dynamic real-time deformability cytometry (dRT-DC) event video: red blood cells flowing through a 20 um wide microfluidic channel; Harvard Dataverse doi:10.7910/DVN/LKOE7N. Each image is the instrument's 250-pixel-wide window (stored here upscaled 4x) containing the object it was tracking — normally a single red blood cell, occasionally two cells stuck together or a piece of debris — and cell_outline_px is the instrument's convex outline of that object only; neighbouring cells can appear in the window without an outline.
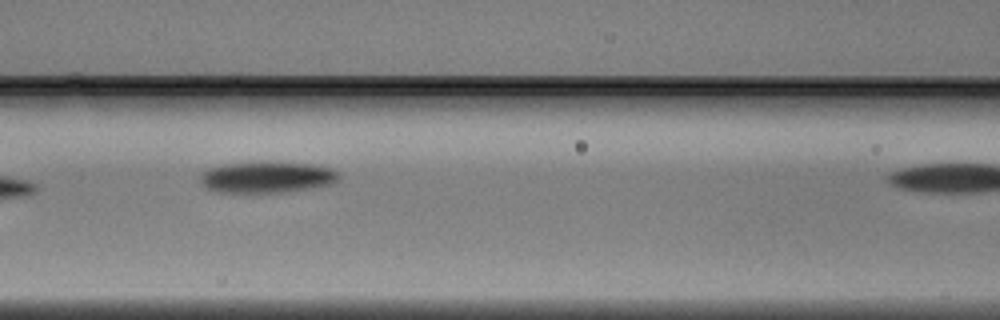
{"species": "Egyptian fruit bat (a non-hibernating species)", "species_latin": "Rousettus aegyptiacus", "temperature_condition": "warm", "stored_images_in_passage": 7, "camera_frame_rate_fps": 3000, "um_per_image_px": 0.085, "animal": {"sex": "male"}, "frame": {"image": 1, "passage_image": 6, "time_ms": 1.667, "image_size_px": [1000, 320], "cell_outline_px": [[340, 180], [332, 184], [312, 188], [288, 192], [216, 192], [204, 188], [200, 180], [200, 176], [208, 168], [224, 164], [316, 164], [332, 168], [340, 172]], "centroid_in_image_um": [22.74, 15.1], "position_along_channel_um": 143.9, "area_um2": 24.85}}